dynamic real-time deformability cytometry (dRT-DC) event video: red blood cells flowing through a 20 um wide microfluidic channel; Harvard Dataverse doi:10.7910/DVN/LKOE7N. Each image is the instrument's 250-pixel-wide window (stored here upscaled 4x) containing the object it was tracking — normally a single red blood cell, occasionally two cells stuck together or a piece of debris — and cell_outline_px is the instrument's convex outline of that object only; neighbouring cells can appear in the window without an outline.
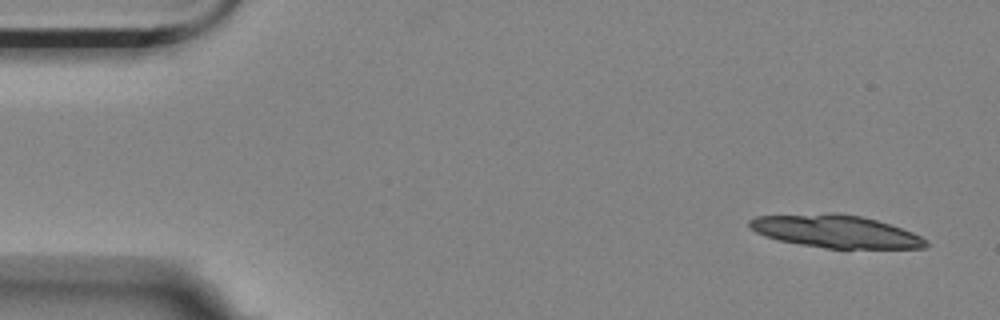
{"species": "Egyptian fruit bat (a non-hibernating species)", "species_latin": "Rousettus aegyptiacus", "temperature_condition": "room temperature", "stored_images_in_passage": 4, "camera_frame_rate_fps": 3000, "um_per_image_px": 0.085, "animal": {"sex": "female"}, "frame": {"image": 1, "passage_image": 1, "time_ms": 0.0, "image_size_px": [1000, 320], "cell_outline_px": [[928, 244], [924, 248], [824, 248], [800, 244], [780, 240], [764, 236], [756, 232], [748, 224], [748, 220], [756, 216], [828, 212], [836, 212], [860, 216], [876, 220], [912, 232], [928, 240]], "centroid_in_image_um": [71.0, 19.65], "position_along_channel_um": 14.0, "area_um2": 33.58}}